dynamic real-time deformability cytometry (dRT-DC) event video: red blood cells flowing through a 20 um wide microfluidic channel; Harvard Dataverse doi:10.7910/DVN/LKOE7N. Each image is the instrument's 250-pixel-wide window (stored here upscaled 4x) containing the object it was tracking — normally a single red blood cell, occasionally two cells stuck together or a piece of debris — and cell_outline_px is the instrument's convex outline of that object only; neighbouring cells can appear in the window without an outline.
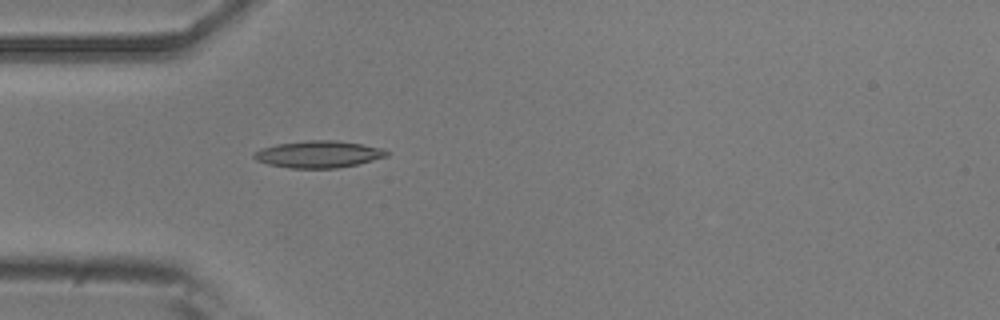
{"species": "common noctule bat (a hibernating species)", "species_latin": "Nyctalus noctula", "temperature_condition": "room temperature", "stored_images_in_passage": 38, "camera_frame_rate_fps": 3000, "um_per_image_px": 0.085, "animal": {"sex": "male", "body_mass_g": 20.5, "forearm_length_mm": 52.5}, "frame": {"image": 1, "passage_image": 1, "time_ms": 0.0, "image_size_px": [1000, 320], "cell_outline_px": [[388, 156], [356, 164], [336, 168], [288, 168], [268, 164], [256, 160], [252, 156], [252, 152], [260, 148], [276, 144], [308, 140], [336, 140], [384, 148], [388, 152]], "centroid_in_image_um": [27.02, 13.1], "position_along_channel_um": 58.0, "area_um2": 20.87}}
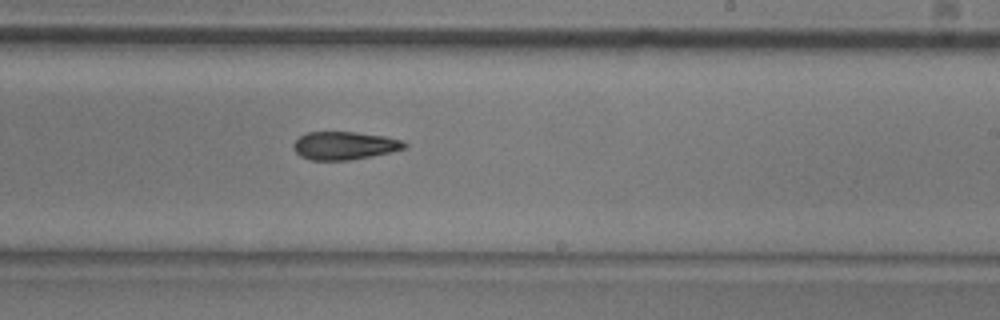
{"frame": {"image": 2, "passage_image": 17, "time_ms": 5.333, "image_size_px": [1000, 320], "cell_outline_px": [[408, 144], [404, 148], [372, 156], [348, 160], [312, 160], [300, 156], [296, 152], [292, 144], [300, 136], [308, 132], [356, 132], [384, 136], [400, 140]], "centroid_in_image_um": [29.24, 12.37], "position_along_channel_um": 259.8, "area_um2": 17.92}}
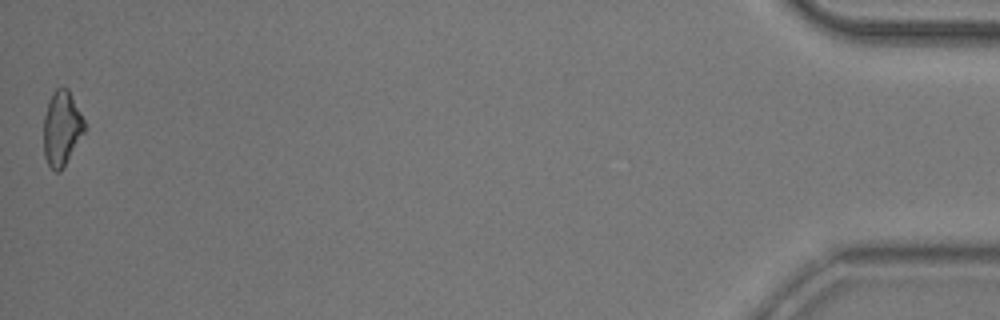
{"frame": {"image": 3, "passage_image": 38, "time_ms": 12.333, "image_size_px": [1000, 320], "cell_outline_px": [[84, 132], [60, 172], [56, 172], [48, 164], [44, 156], [44, 116], [52, 92], [56, 88], [68, 88], [84, 120]], "centroid_in_image_um": [5.23, 10.9], "position_along_channel_um": 430.0, "area_um2": 17.4}, "authors_computed_cell_mechanics": {"area_um2": 18.4671, "velocity_mm_per_s": 3.8273, "shape_relaxation_time_tau1_ms": 5.8867, "shape_relaxation_time_tau2_ms": 7.0102, "deformation_change_tau1": 0.153, "deformation_change_tau2": 0.1568}}